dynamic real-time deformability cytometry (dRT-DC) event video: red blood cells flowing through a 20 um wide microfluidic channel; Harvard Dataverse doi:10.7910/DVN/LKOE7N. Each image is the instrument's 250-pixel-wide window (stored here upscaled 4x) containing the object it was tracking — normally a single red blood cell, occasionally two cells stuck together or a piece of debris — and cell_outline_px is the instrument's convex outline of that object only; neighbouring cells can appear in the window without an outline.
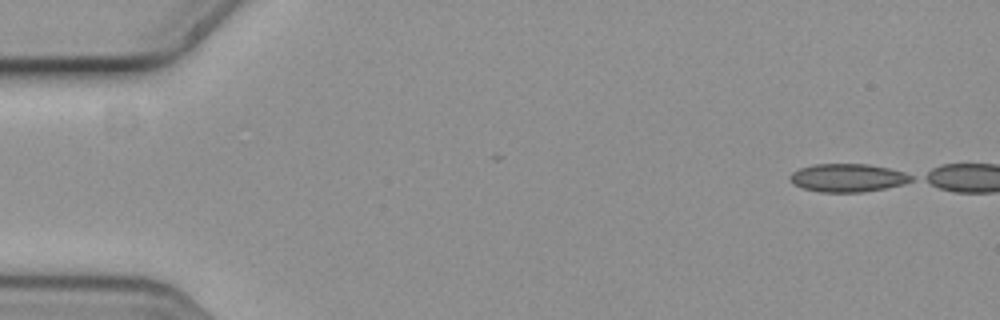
{"species": "common noctule bat (a hibernating species)", "species_latin": "Nyctalus noctula", "temperature_condition": "cold", "stored_images_in_passage": 5, "camera_frame_rate_fps": 3000, "um_per_image_px": 0.085, "animal": {"sex": "female", "body_mass_g": 19.3, "forearm_length_mm": 54.1}, "frame": {"image": 1, "passage_image": 1, "time_ms": 0.0, "image_size_px": [1000, 320], "cell_outline_px": [[912, 180], [900, 184], [884, 188], [860, 192], [820, 192], [804, 188], [796, 184], [788, 176], [792, 172], [800, 168], [816, 164], [868, 164], [888, 168], [904, 172], [912, 176]], "centroid_in_image_um": [72.04, 15.1], "position_along_channel_um": 13.0, "area_um2": 19.48}}